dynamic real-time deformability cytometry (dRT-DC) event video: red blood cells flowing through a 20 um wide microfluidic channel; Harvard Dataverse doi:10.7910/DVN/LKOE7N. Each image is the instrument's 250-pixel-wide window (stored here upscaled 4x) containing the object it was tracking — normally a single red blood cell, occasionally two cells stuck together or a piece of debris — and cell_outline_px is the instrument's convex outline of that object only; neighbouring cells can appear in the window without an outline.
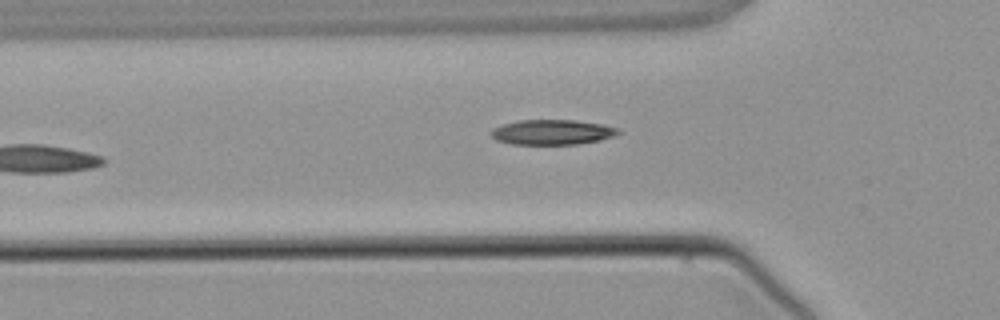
{"species": "common noctule bat (a hibernating species)", "species_latin": "Nyctalus noctula", "temperature_condition": "warm", "stored_images_in_passage": 4, "camera_frame_rate_fps": 3000, "um_per_image_px": 0.085, "animal": {"sex": "male", "body_mass_g": 21.5, "forearm_length_mm": 52.0}, "frame": {"image": 1, "passage_image": 4, "time_ms": 4.0, "image_size_px": [1000, 320], "cell_outline_px": [[620, 132], [616, 136], [600, 140], [576, 144], [512, 144], [496, 140], [488, 132], [492, 128], [504, 124], [520, 120], [576, 120], [604, 124], [616, 128]], "centroid_in_image_um": [46.93, 11.23], "position_along_channel_um": 78.9, "area_um2": 18.61}}